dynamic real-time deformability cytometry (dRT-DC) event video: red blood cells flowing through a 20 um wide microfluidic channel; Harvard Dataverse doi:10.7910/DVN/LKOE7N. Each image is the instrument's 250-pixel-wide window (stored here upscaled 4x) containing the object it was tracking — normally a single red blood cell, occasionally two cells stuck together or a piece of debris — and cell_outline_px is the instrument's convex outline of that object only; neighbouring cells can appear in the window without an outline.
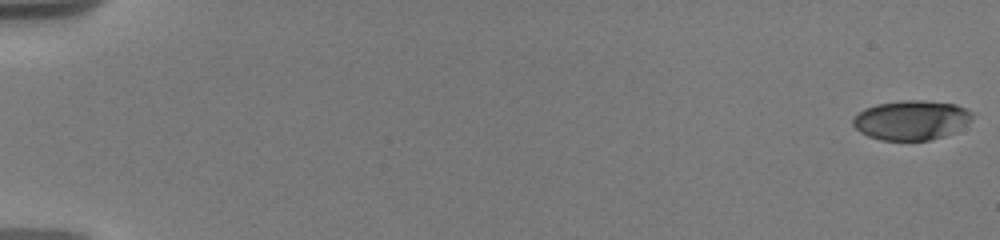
{"species": "human", "species_latin": "Homo sapiens", "temperature_condition": "warm", "stored_images_in_passage": 22, "camera_frame_rate_fps": 3000, "um_per_image_px": 0.085, "donor": {"sex": "male"}, "frame": {"image": 1, "passage_image": 1, "time_ms": 0.0, "image_size_px": [1000, 240], "cell_outline_px": [[976, 112], [972, 120], [968, 124], [944, 136], [928, 140], [880, 140], [868, 136], [860, 132], [852, 124], [852, 116], [856, 112], [864, 108], [876, 104], [904, 100], [924, 100], [956, 104]], "centroid_in_image_um": [77.46, 10.19], "position_along_channel_um": 7.5, "area_um2": 27.92}}
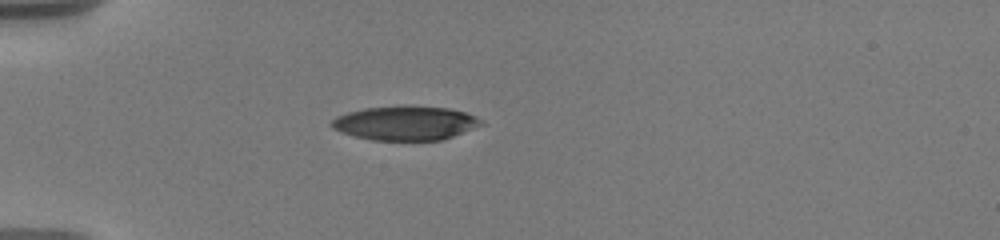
{"frame": {"image": 2, "passage_image": 18, "time_ms": 5.667, "image_size_px": [1000, 240], "cell_outline_px": [[484, 124], [452, 136], [440, 140], [372, 140], [352, 136], [340, 132], [332, 128], [328, 124], [336, 116], [348, 112], [364, 108], [448, 108], [464, 112], [476, 116]], "centroid_in_image_um": [34.39, 10.5], "position_along_channel_um": 50.6, "area_um2": 28.9}}